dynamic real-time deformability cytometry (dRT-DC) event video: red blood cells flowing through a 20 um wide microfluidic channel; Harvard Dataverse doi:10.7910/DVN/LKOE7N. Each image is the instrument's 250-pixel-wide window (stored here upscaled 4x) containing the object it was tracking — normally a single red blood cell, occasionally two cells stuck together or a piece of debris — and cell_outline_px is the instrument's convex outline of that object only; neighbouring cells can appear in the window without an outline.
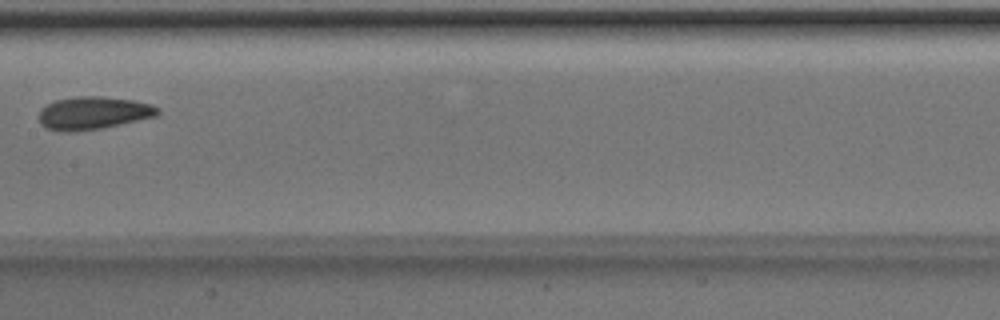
{"species": "Egyptian fruit bat (a non-hibernating species)", "species_latin": "Rousettus aegyptiacus", "temperature_condition": "room temperature", "stored_images_in_passage": 6, "camera_frame_rate_fps": 3000, "um_per_image_px": 0.085, "animal": {"sex": "male"}, "frame": {"image": 1, "passage_image": 6, "time_ms": 1.667, "image_size_px": [1000, 320], "cell_outline_px": [[160, 112], [156, 116], [104, 128], [76, 132], [60, 132], [48, 128], [40, 124], [40, 108], [56, 100], [76, 96], [100, 96], [136, 100], [152, 104], [160, 108]], "centroid_in_image_um": [7.95, 9.61], "position_along_channel_um": 199.4, "area_um2": 23.0}}